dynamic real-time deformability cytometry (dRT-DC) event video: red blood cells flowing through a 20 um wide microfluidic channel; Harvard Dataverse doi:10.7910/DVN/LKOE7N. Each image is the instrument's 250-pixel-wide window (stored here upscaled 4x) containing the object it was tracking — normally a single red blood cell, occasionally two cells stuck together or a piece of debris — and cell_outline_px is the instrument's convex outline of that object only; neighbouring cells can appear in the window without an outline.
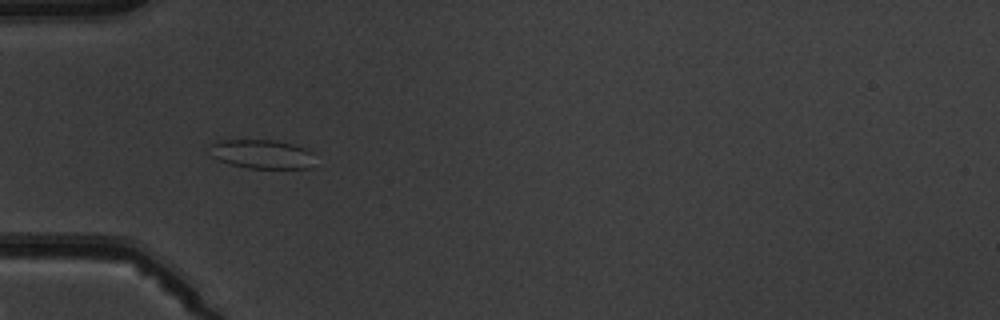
{"species": "common noctule bat (a hibernating species)", "species_latin": "Nyctalus noctula", "temperature_condition": "warm", "stored_images_in_passage": 2, "camera_frame_rate_fps": 3000, "um_per_image_px": 0.085, "animal": {"sex": "male", "body_mass_g": 19.5, "forearm_length_mm": 54.6}, "frame": {"image": 1, "passage_image": 1, "time_ms": 0.0, "image_size_px": [1000, 320], "cell_outline_px": [[316, 152], [308, 168], [248, 168], [228, 164], [212, 156], [212, 144], [220, 140], [276, 140], [292, 144]], "centroid_in_image_um": [22.29, 13.1], "position_along_channel_um": 62.7, "area_um2": 17.63}}
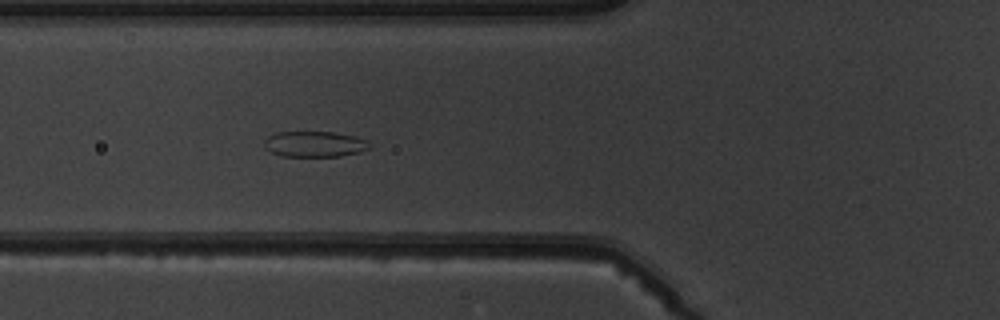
{"frame": {"image": 2, "passage_image": 2, "time_ms": 1.0, "image_size_px": [1000, 320], "cell_outline_px": [[372, 148], [360, 152], [340, 156], [280, 156], [264, 148], [264, 140], [268, 136], [276, 132], [332, 132], [356, 136], [368, 140]], "centroid_in_image_um": [26.76, 12.25], "position_along_channel_um": 99.0, "area_um2": 15.95}}